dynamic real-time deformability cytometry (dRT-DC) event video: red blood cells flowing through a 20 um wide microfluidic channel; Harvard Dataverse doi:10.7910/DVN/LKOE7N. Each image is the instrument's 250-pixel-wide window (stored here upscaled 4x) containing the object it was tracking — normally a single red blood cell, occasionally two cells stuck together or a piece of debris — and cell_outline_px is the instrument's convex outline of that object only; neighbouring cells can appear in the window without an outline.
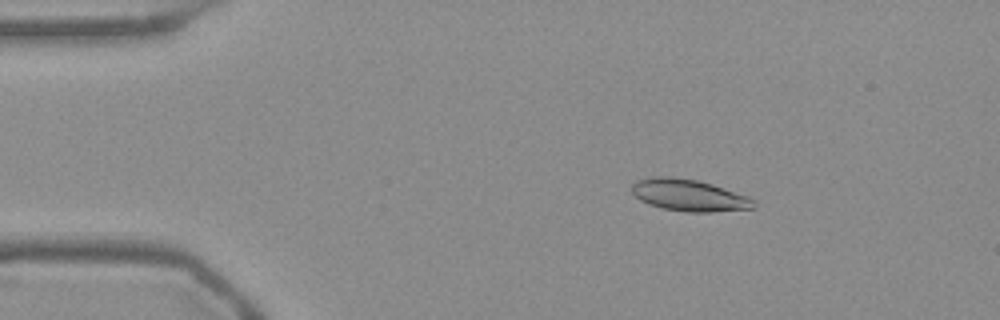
{"species": "Egyptian fruit bat (a non-hibernating species)", "species_latin": "Rousettus aegyptiacus", "temperature_condition": "warm", "stored_images_in_passage": 49, "camera_frame_rate_fps": 3000, "um_per_image_px": 0.085, "frame": {"image": 1, "passage_image": 4, "time_ms": 1.0, "image_size_px": [1000, 320], "cell_outline_px": [[756, 208], [712, 212], [684, 212], [660, 208], [648, 204], [640, 200], [632, 192], [632, 184], [636, 180], [652, 176], [672, 176], [696, 180], [712, 184], [748, 196], [756, 200]], "centroid_in_image_um": [58.57, 16.6], "position_along_channel_um": 26.4, "area_um2": 22.89}}
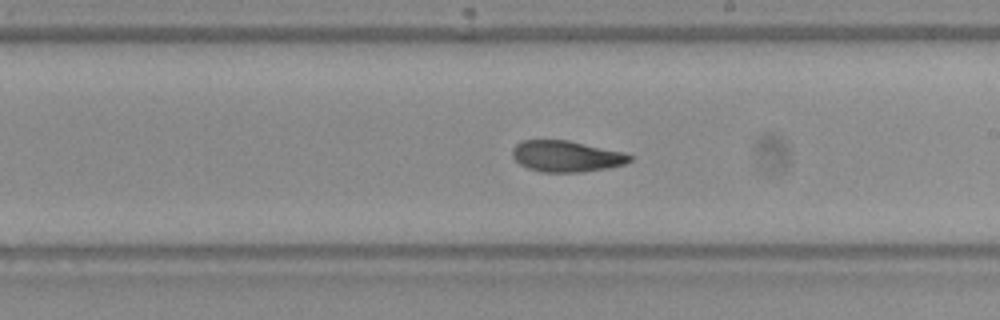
{"frame": {"image": 2, "passage_image": 26, "time_ms": 8.333, "image_size_px": [1000, 320], "cell_outline_px": [[632, 160], [624, 164], [608, 168], [584, 172], [540, 172], [528, 168], [520, 164], [512, 156], [512, 148], [516, 144], [524, 140], [568, 140], [624, 152], [632, 156]], "centroid_in_image_um": [48.14, 13.28], "position_along_channel_um": 240.9, "area_um2": 21.39}}
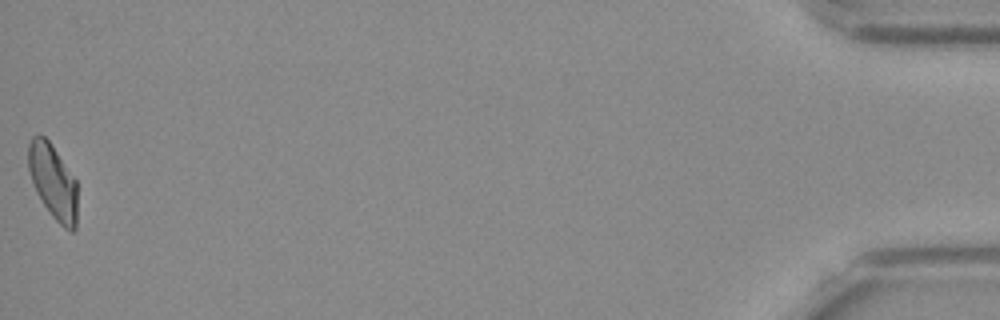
{"frame": {"image": 3, "passage_image": 49, "time_ms": 16.0, "image_size_px": [1000, 320], "cell_outline_px": [[76, 228], [72, 232], [64, 228], [52, 216], [36, 192], [28, 168], [28, 144], [32, 136], [44, 136], [48, 140], [76, 180]], "centroid_in_image_um": [4.5, 15.45], "position_along_channel_um": 430.7, "area_um2": 20.98}, "authors_computed_cell_mechanics": {"area_um2": 21.9062, "velocity_mm_per_s": 3.7811, "shape_relaxation_time_tau1_ms": null, "shape_relaxation_time_tau2_ms": 3.5434, "deformation_change_tau1": null, "deformation_change_tau2": 0.0911}}